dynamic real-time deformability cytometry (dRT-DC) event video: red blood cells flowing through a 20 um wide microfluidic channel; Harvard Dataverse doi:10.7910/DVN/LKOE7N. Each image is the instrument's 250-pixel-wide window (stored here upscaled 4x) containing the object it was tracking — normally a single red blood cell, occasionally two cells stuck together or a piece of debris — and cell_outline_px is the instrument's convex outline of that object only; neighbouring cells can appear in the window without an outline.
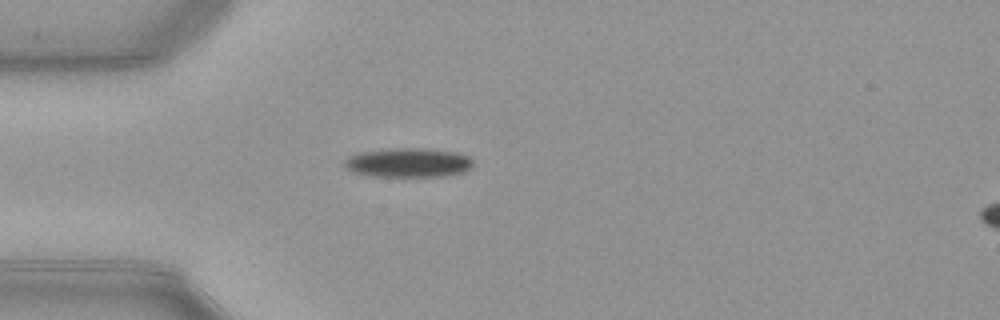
{"species": "common noctule bat (a hibernating species)", "species_latin": "Nyctalus noctula", "temperature_condition": "warm", "stored_images_in_passage": 38, "camera_frame_rate_fps": 3000, "um_per_image_px": 0.085, "animal": {"sex": "female", "body_mass_g": 21.9}, "frame": {"image": 1, "passage_image": 1, "time_ms": 0.0, "image_size_px": [1000, 320], "cell_outline_px": [[472, 168], [464, 172], [448, 176], [368, 176], [352, 172], [344, 168], [344, 160], [348, 156], [360, 152], [388, 148], [428, 148], [456, 152], [468, 156], [472, 160]], "centroid_in_image_um": [34.68, 13.82], "position_along_channel_um": 50.3, "area_um2": 22.31}}
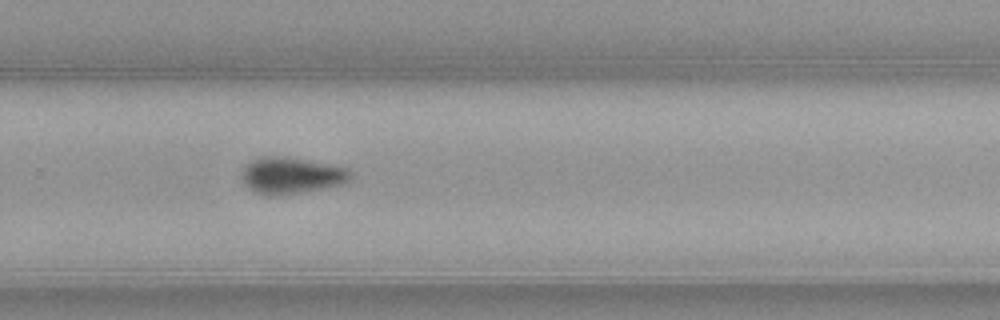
{"frame": {"image": 2, "passage_image": 21, "time_ms": 6.667, "image_size_px": [1000, 320], "cell_outline_px": [[352, 180], [344, 184], [304, 192], [276, 196], [272, 196], [252, 192], [244, 184], [240, 176], [240, 172], [244, 164], [252, 160], [268, 156], [272, 156], [304, 160], [348, 168], [352, 172]], "centroid_in_image_um": [24.73, 14.95], "position_along_channel_um": 305.1, "area_um2": 23.29}}
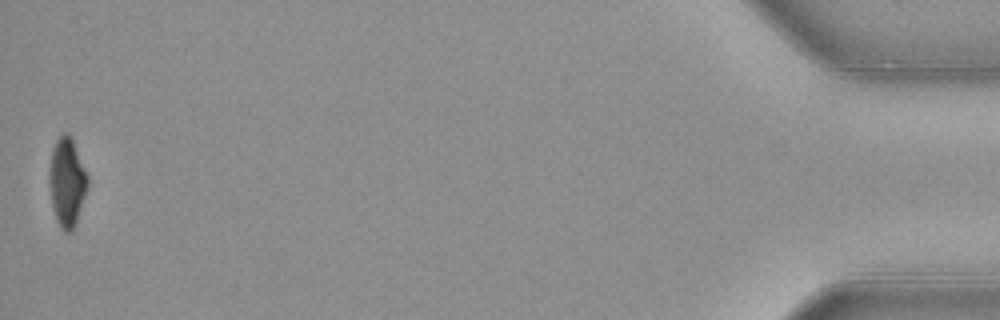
{"frame": {"image": 3, "passage_image": 38, "time_ms": 12.333, "image_size_px": [1000, 320], "cell_outline_px": [[88, 184], [76, 220], [72, 228], [68, 232], [64, 232], [60, 228], [56, 220], [52, 204], [48, 176], [52, 152], [56, 140], [64, 132], [68, 132], [72, 140], [88, 176]], "centroid_in_image_um": [5.67, 15.47], "position_along_channel_um": 429.5, "area_um2": 19.25}, "authors_computed_cell_mechanics": {"area_um2": 22.6287, "velocity_mm_per_s": 3.9803, "shape_relaxation_time_tau1_ms": 2.7835, "shape_relaxation_time_tau2_ms": null, "deformation_change_tau1": 0.1158, "deformation_change_tau2": null}}